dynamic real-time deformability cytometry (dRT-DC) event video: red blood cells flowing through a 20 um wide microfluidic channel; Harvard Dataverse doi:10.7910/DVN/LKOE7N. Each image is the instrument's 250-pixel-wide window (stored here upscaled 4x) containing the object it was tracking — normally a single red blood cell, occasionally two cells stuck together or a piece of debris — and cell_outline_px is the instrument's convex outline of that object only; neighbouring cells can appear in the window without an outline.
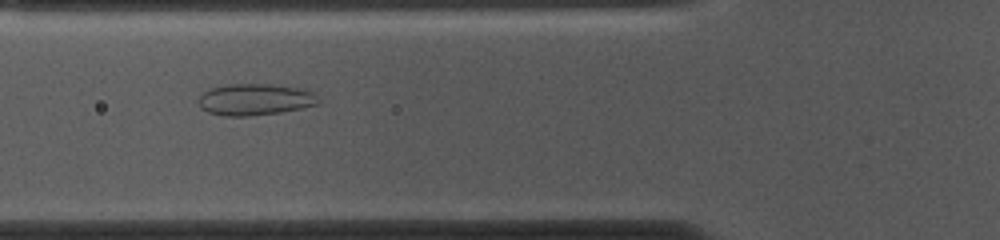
{"species": "common noctule bat (a hibernating species)", "species_latin": "Nyctalus noctula", "temperature_condition": "cold", "stored_images_in_passage": 49, "camera_frame_rate_fps": 3000, "um_per_image_px": 0.085, "animal": {"sex": "female", "body_mass_g": 10.0, "forearm_length_mm": 53.1}, "frame": {"image": 1, "passage_image": 14, "time_ms": 4.333, "image_size_px": [1000, 240], "cell_outline_px": [[320, 100], [316, 104], [300, 108], [280, 112], [248, 116], [224, 116], [208, 112], [200, 108], [200, 96], [204, 92], [212, 88], [228, 84], [268, 84], [300, 88], [312, 92]], "centroid_in_image_um": [21.66, 8.46], "position_along_channel_um": 104.1, "area_um2": 21.73}}
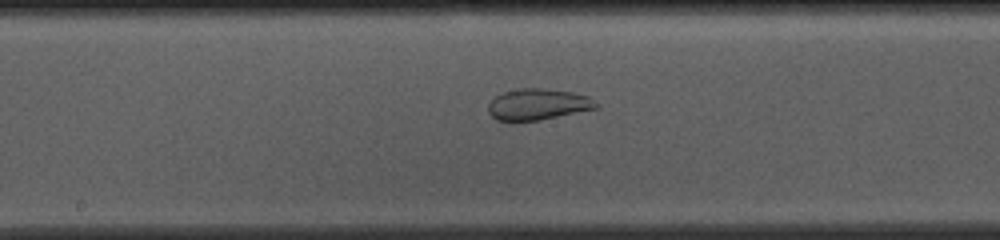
{"frame": {"image": 2, "passage_image": 22, "time_ms": 7.0, "image_size_px": [1000, 240], "cell_outline_px": [[600, 108], [540, 120], [512, 124], [496, 120], [488, 112], [488, 104], [496, 96], [504, 92], [520, 88], [544, 88], [572, 92], [588, 96], [600, 104]], "centroid_in_image_um": [45.72, 8.91], "position_along_channel_um": 202.5, "area_um2": 20.29}}
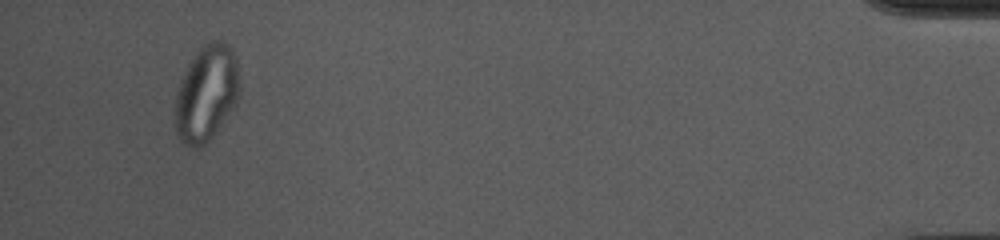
{"frame": {"image": 3, "passage_image": 46, "time_ms": 15.0, "image_size_px": [1000, 240], "cell_outline_px": [[240, 92], [236, 104], [212, 136], [204, 144], [196, 148], [192, 148], [184, 144], [180, 140], [176, 132], [176, 96], [180, 80], [188, 64], [196, 52], [204, 44], [212, 40], [220, 40], [228, 44], [232, 48], [236, 60], [240, 84]], "centroid_in_image_um": [17.56, 7.91], "position_along_channel_um": 417.6, "area_um2": 35.95}}